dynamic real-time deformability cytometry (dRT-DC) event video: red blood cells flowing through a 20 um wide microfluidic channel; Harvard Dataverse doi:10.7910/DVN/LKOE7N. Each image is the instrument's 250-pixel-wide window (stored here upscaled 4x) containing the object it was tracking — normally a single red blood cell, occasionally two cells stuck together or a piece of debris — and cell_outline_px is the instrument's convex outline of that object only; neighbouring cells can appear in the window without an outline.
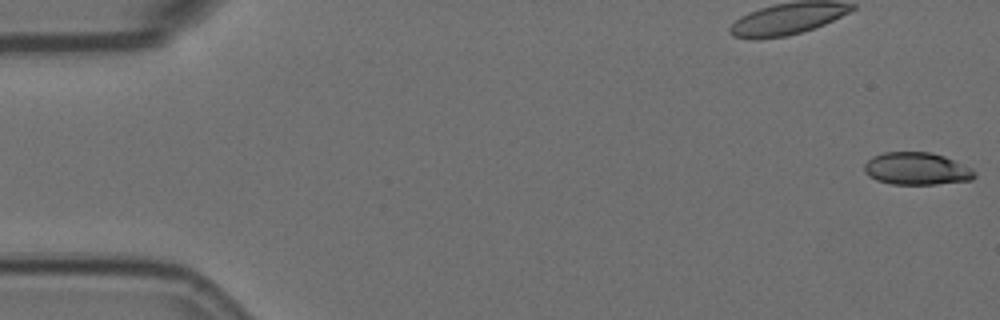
{"species": "Egyptian fruit bat (a non-hibernating species)", "species_latin": "Rousettus aegyptiacus", "temperature_condition": "room temperature", "stored_images_in_passage": 5, "camera_frame_rate_fps": 3000, "um_per_image_px": 0.085, "animal": {"sex": "female"}, "frame": {"image": 1, "passage_image": 1, "time_ms": 0.0, "image_size_px": [1000, 320], "cell_outline_px": [[976, 176], [972, 180], [936, 184], [892, 184], [876, 180], [868, 176], [864, 172], [864, 164], [872, 156], [884, 152], [932, 152], [944, 156], [972, 168], [976, 172]], "centroid_in_image_um": [77.91, 14.34], "position_along_channel_um": 7.1, "area_um2": 20.98}}
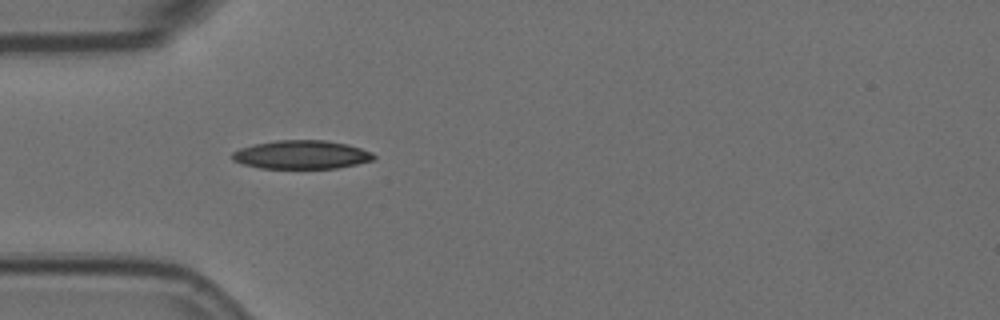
{"frame": {"image": 2, "passage_image": 5, "time_ms": 1.333, "image_size_px": [1000, 320], "cell_outline_px": [[376, 156], [372, 160], [356, 164], [336, 168], [260, 168], [244, 164], [232, 160], [232, 152], [240, 148], [252, 144], [276, 140], [324, 140], [348, 144], [372, 152]], "centroid_in_image_um": [25.61, 13.14], "position_along_channel_um": 59.4, "area_um2": 23.52}}